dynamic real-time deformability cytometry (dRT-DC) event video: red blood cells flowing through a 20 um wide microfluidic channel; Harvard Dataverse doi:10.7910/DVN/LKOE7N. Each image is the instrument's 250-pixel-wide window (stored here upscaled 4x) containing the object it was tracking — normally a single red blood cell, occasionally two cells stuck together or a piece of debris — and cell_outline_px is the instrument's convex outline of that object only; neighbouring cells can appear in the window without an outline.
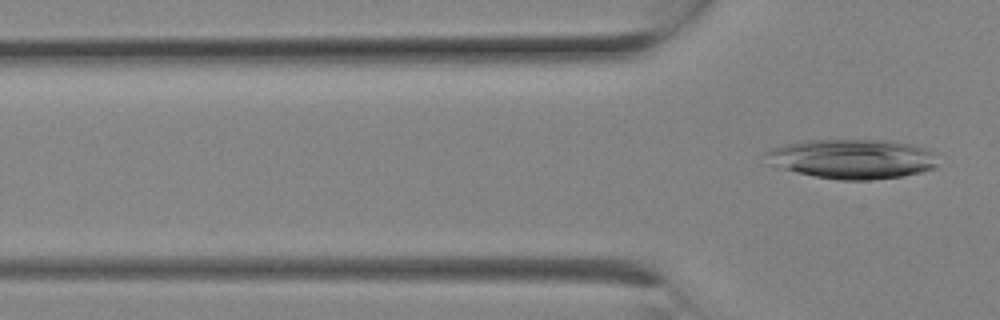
{"species": "Egyptian fruit bat (a non-hibernating species)", "species_latin": "Rousettus aegyptiacus", "temperature_condition": "room temperature", "stored_images_in_passage": 3, "camera_frame_rate_fps": 3000, "um_per_image_px": 0.085, "animal": {"sex": "female"}, "frame": {"image": 1, "passage_image": 3, "time_ms": 0.667, "image_size_px": [1000, 320], "cell_outline_px": [[936, 168], [920, 172], [900, 176], [872, 180], [840, 180], [816, 176], [796, 172], [764, 164], [764, 152], [768, 148], [784, 144], [812, 140], [892, 140], [912, 144], [928, 148], [932, 152], [936, 164]], "centroid_in_image_um": [72.36, 13.5], "position_along_channel_um": 53.4, "area_um2": 40.11}}